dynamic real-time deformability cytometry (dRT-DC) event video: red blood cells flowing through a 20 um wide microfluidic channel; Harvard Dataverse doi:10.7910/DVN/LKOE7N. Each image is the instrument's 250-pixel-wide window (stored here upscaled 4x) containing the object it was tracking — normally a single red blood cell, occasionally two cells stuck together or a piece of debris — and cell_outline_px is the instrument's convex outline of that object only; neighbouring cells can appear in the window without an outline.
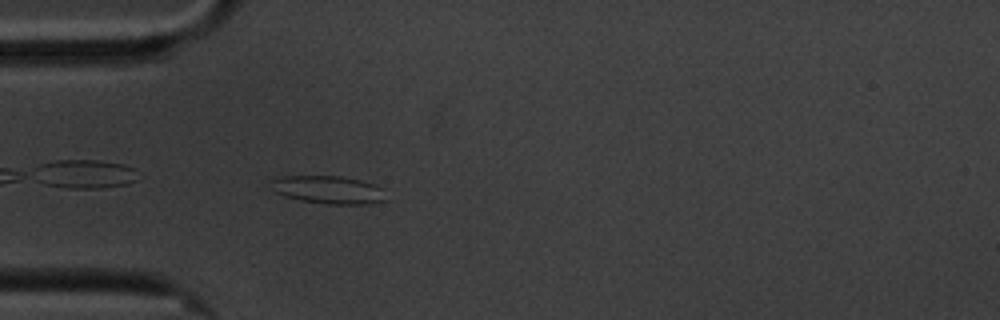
{"species": "common noctule bat (a hibernating species)", "species_latin": "Nyctalus noctula", "temperature_condition": "cold", "stored_images_in_passage": 44, "camera_frame_rate_fps": 3000, "um_per_image_px": 0.085, "animal": {"sex": "male", "body_mass_g": 20.1, "forearm_length_mm": 53.5}, "frame": {"image": 1, "passage_image": 2, "time_ms": 0.333, "image_size_px": [1000, 320], "cell_outline_px": [[388, 200], [368, 204], [328, 204], [300, 200], [284, 196], [276, 192], [272, 180], [276, 176], [340, 176], [360, 180], [376, 184], [384, 188]], "centroid_in_image_um": [28.01, 16.13], "position_along_channel_um": 57.0, "area_um2": 18.84}}
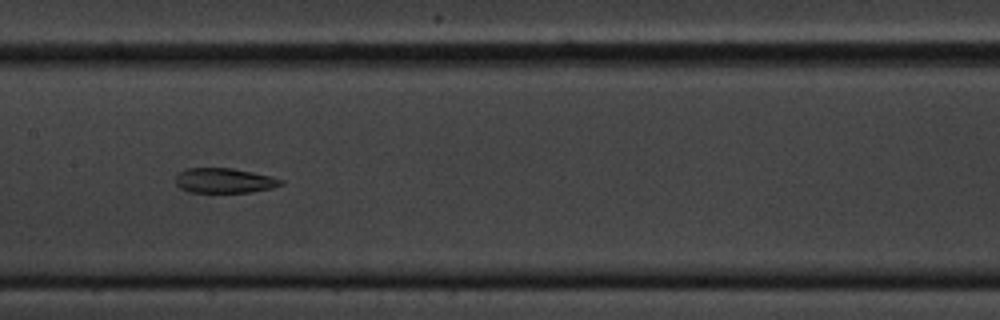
{"frame": {"image": 2, "passage_image": 14, "time_ms": 4.333, "image_size_px": [1000, 320], "cell_outline_px": [[284, 184], [272, 188], [252, 192], [188, 192], [180, 188], [176, 184], [176, 176], [184, 168], [232, 168], [272, 176], [284, 180]], "centroid_in_image_um": [19.08, 15.35], "position_along_channel_um": 188.3, "area_um2": 15.37}}
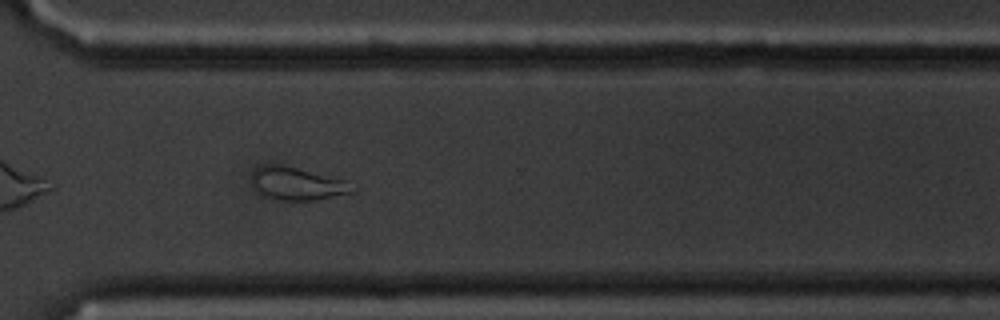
{"frame": {"image": 3, "passage_image": 28, "time_ms": 9.0, "image_size_px": [1000, 320], "cell_outline_px": [[356, 192], [316, 200], [284, 200], [264, 196], [256, 192], [252, 184], [252, 172], [260, 164], [276, 164], [296, 168], [344, 180]], "centroid_in_image_um": [25.18, 15.61], "position_along_channel_um": 345.4, "area_um2": 19.02}, "authors_computed_cell_mechanics": {"area_um2": 16.6753, "velocity_mm_per_s": 3.3746, "shape_relaxation_time_tau1_ms": null, "shape_relaxation_time_tau2_ms": 9.3785, "deformation_change_tau1": null, "deformation_change_tau2": 0.1903}}